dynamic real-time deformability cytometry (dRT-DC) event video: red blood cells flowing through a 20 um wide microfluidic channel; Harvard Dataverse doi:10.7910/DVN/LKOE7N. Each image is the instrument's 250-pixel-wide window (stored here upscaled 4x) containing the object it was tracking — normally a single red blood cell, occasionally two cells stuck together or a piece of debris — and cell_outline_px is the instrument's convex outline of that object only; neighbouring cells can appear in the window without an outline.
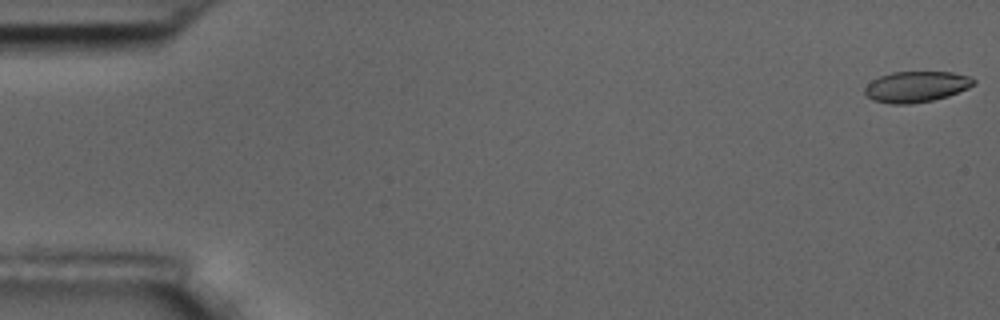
{"species": "common noctule bat (a hibernating species)", "species_latin": "Nyctalus noctula", "temperature_condition": "room temperature", "stored_images_in_passage": 56, "camera_frame_rate_fps": 3000, "um_per_image_px": 0.085, "animal": {"sex": "male", "body_mass_g": 17.5, "forearm_length_mm": 52.3}, "frame": {"image": 1, "passage_image": 1, "time_ms": 0.0, "image_size_px": [1000, 320], "cell_outline_px": [[976, 84], [968, 88], [948, 96], [932, 100], [912, 104], [888, 104], [876, 100], [868, 96], [864, 92], [864, 88], [872, 80], [880, 76], [892, 72], [952, 72], [972, 76], [976, 80]], "centroid_in_image_um": [77.93, 7.36], "position_along_channel_um": 7.1, "area_um2": 19.65}}
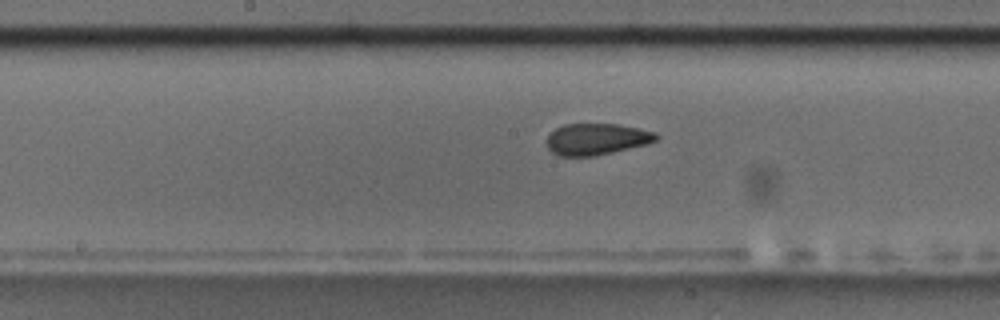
{"frame": {"image": 2, "passage_image": 29, "time_ms": 9.333, "image_size_px": [1000, 320], "cell_outline_px": [[660, 136], [656, 140], [648, 144], [612, 152], [592, 156], [560, 156], [552, 152], [548, 148], [548, 136], [556, 128], [564, 124], [620, 124], [656, 132]], "centroid_in_image_um": [50.74, 11.82], "position_along_channel_um": 197.5, "area_um2": 20.0}}
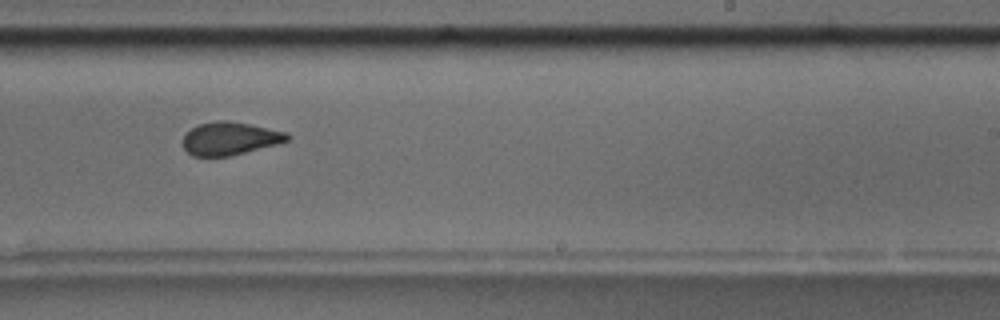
{"frame": {"image": 3, "passage_image": 35, "time_ms": 11.333, "image_size_px": [1000, 320], "cell_outline_px": [[292, 136], [288, 140], [276, 144], [228, 156], [192, 156], [180, 144], [184, 132], [200, 124], [216, 120], [224, 120], [252, 124], [288, 132]], "centroid_in_image_um": [19.51, 11.76], "position_along_channel_um": 269.5, "area_um2": 20.23}, "authors_computed_cell_mechanics": {"area_um2": 20.4323, "velocity_mm_per_s": 3.6132, "shape_relaxation_time_tau1_ms": 5.6956, "shape_relaxation_time_tau2_ms": 1.4725, "deformation_change_tau1": 0.1364, "deformation_change_tau2": 0.0612}}